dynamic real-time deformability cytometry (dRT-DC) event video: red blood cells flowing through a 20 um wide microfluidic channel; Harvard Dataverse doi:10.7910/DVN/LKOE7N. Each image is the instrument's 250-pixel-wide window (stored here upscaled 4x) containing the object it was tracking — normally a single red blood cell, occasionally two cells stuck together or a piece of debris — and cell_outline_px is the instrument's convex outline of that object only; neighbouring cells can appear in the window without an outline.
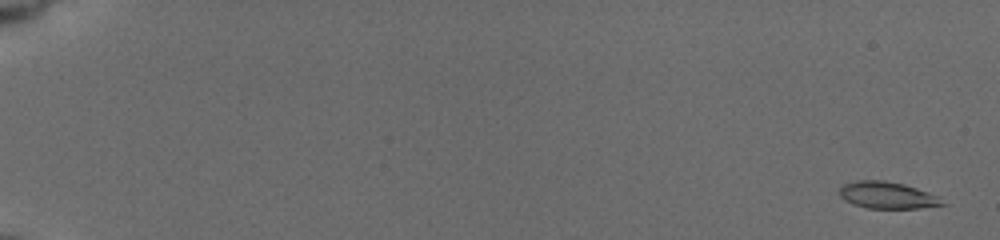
{"species": "common noctule bat (a hibernating species)", "species_latin": "Nyctalus noctula", "temperature_condition": "cold", "stored_images_in_passage": 37, "camera_frame_rate_fps": 3000, "um_per_image_px": 0.085, "animal": {"sex": "female", "body_mass_g": 19.5, "forearm_length_mm": 54.1}, "frame": {"image": 1, "passage_image": 1, "time_ms": 0.0, "image_size_px": [1000, 240], "cell_outline_px": [[948, 204], [920, 208], [868, 208], [852, 204], [844, 200], [840, 196], [840, 188], [844, 184], [856, 180], [884, 180], [904, 184], [928, 192], [936, 196]], "centroid_in_image_um": [75.4, 16.59], "position_along_channel_um": 9.6, "area_um2": 16.01}, "authors_computed_cell_mechanics": {"area_um2": 16.5886, "velocity_mm_per_s": 3.788, "shape_relaxation_time_tau1_ms": 2.214, "shape_relaxation_time_tau2_ms": null, "deformation_change_tau1": 0.1318, "deformation_change_tau2": null}}